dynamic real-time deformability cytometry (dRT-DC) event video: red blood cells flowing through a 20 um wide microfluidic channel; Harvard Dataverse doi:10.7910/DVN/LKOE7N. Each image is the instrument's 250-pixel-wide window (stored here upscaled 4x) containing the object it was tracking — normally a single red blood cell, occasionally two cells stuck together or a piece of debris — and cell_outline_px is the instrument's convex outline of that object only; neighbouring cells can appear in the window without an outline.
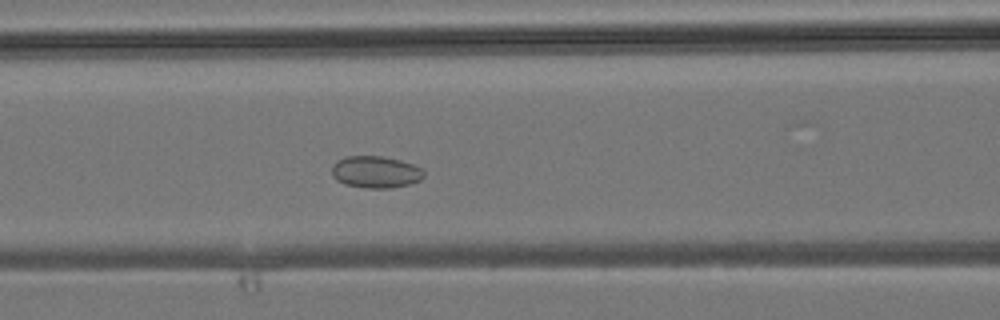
{"species": "common noctule bat (a hibernating species)", "species_latin": "Nyctalus noctula", "temperature_condition": "room temperature", "stored_images_in_passage": 43, "camera_frame_rate_fps": 3000, "um_per_image_px": 0.085, "animal": {"sex": "male", "body_mass_g": 19.2, "forearm_length_mm": 51.8}, "frame": {"image": 1, "passage_image": 18, "time_ms": 5.667, "image_size_px": [1000, 320], "cell_outline_px": [[424, 176], [420, 180], [408, 184], [388, 188], [364, 188], [344, 184], [336, 180], [332, 176], [332, 164], [336, 160], [344, 156], [380, 156], [400, 160], [412, 164], [420, 168], [424, 172]], "centroid_in_image_um": [31.87, 14.61], "position_along_channel_um": 134.7, "area_um2": 17.17}}
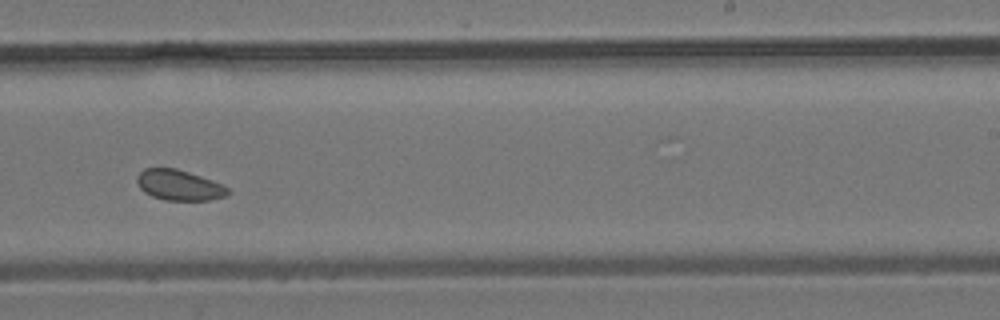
{"frame": {"image": 2, "passage_image": 27, "time_ms": 8.667, "image_size_px": [1000, 320], "cell_outline_px": [[228, 196], [208, 200], [164, 200], [152, 196], [144, 192], [140, 188], [136, 180], [136, 176], [144, 168], [176, 168], [212, 180], [228, 188]], "centroid_in_image_um": [15.19, 15.74], "position_along_channel_um": 273.8, "area_um2": 16.07}}
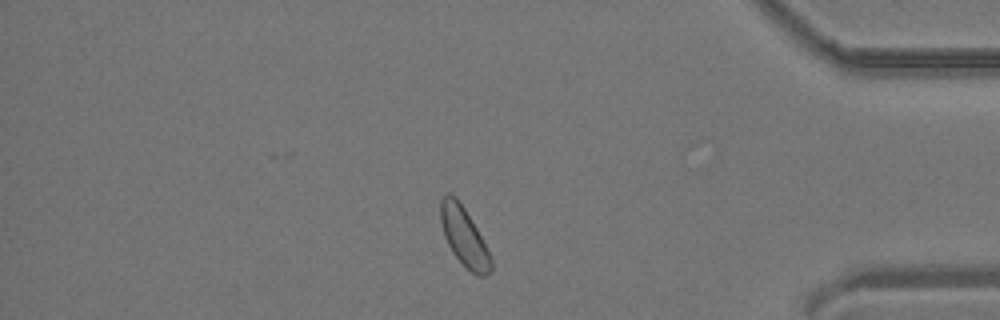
{"frame": {"image": 3, "passage_image": 37, "time_ms": 12.0, "image_size_px": [1000, 320], "cell_outline_px": [[492, 268], [484, 276], [476, 276], [452, 252], [444, 236], [440, 220], [440, 200], [448, 192], [456, 196], [464, 208], [476, 228], [492, 260]], "centroid_in_image_um": [39.41, 20.08], "position_along_channel_um": 395.8, "area_um2": 16.82}}